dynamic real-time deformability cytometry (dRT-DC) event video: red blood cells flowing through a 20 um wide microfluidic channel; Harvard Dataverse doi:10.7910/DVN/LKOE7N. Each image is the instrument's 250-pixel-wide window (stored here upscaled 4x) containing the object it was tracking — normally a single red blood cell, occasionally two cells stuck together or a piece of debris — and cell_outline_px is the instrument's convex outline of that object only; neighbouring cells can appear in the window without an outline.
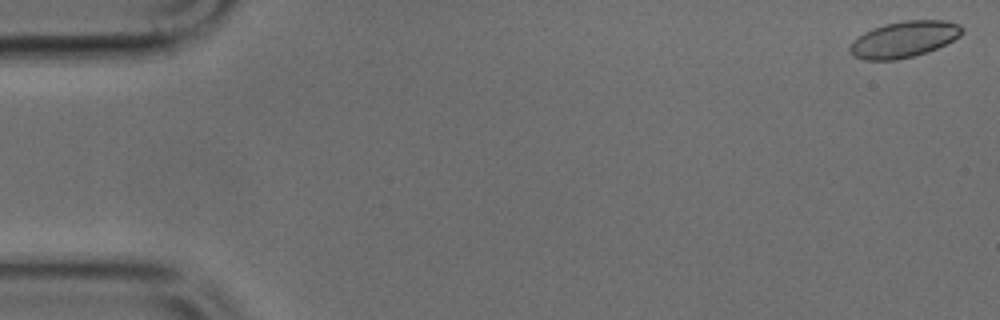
{"species": "common noctule bat (a hibernating species)", "species_latin": "Nyctalus noctula", "temperature_condition": "cold", "stored_images_in_passage": 49, "camera_frame_rate_fps": 3000, "um_per_image_px": 0.085, "animal": {"sex": "male", "body_mass_g": 17.9, "forearm_length_mm": 54.2}, "frame": {"image": 1, "passage_image": 1, "time_ms": 0.0, "image_size_px": [1000, 320], "cell_outline_px": [[964, 32], [960, 36], [936, 48], [912, 56], [896, 60], [864, 60], [852, 56], [848, 52], [848, 48], [852, 40], [856, 36], [872, 28], [884, 24], [904, 20], [944, 20], [960, 24], [964, 28]], "centroid_in_image_um": [76.79, 3.33], "position_along_channel_um": 8.2, "area_um2": 23.87}}
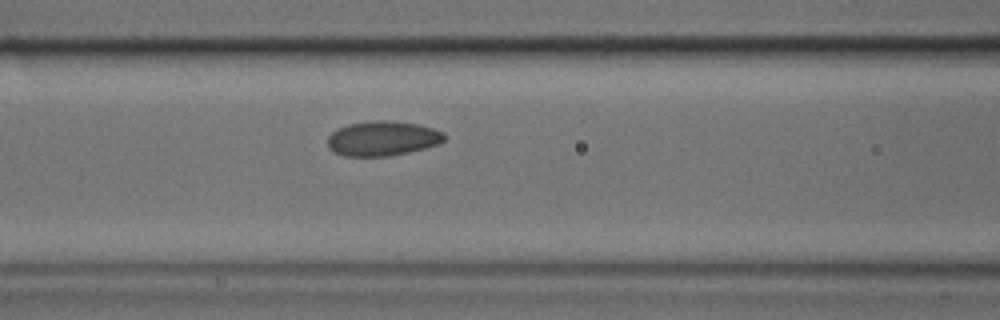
{"frame": {"image": 2, "passage_image": 20, "time_ms": 6.333, "image_size_px": [1000, 320], "cell_outline_px": [[448, 136], [440, 144], [408, 152], [388, 156], [344, 156], [332, 152], [328, 148], [328, 136], [336, 128], [348, 124], [372, 120], [392, 120], [420, 124], [444, 132]], "centroid_in_image_um": [32.52, 11.76], "position_along_channel_um": 134.1, "area_um2": 24.04}}
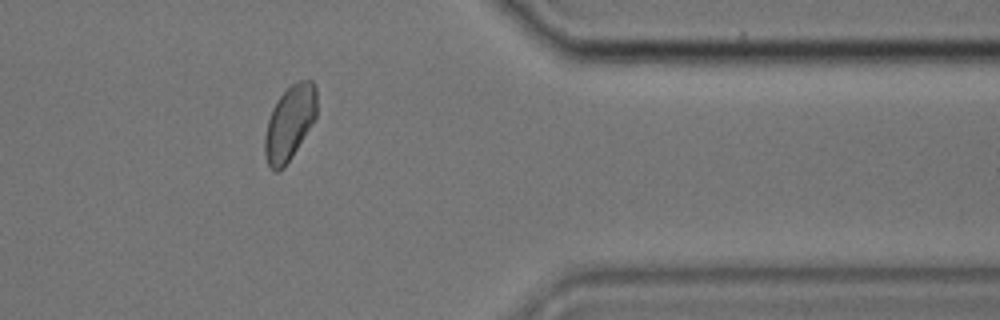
{"frame": {"image": 3, "passage_image": 40, "time_ms": 13.0, "image_size_px": [1000, 320], "cell_outline_px": [[316, 116], [312, 124], [292, 156], [284, 168], [276, 172], [268, 164], [264, 152], [264, 136], [268, 120], [272, 108], [276, 100], [292, 84], [300, 80], [312, 80], [316, 88]], "centroid_in_image_um": [24.61, 10.44], "position_along_channel_um": 386.8, "area_um2": 22.43}}